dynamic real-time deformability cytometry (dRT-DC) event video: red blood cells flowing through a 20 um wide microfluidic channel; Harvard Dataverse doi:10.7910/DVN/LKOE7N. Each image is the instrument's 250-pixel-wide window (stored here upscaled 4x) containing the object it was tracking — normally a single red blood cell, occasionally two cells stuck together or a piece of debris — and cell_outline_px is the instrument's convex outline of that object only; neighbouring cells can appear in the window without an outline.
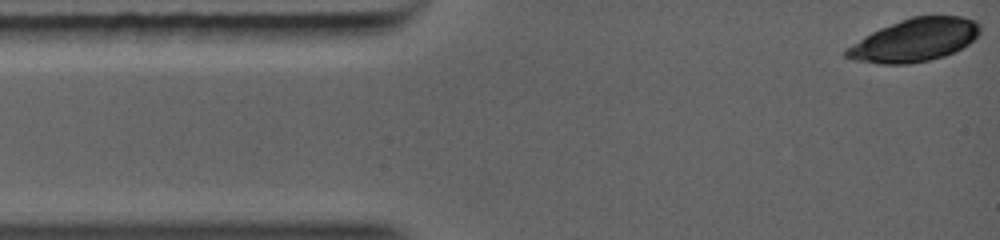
{"species": "common noctule bat (a hibernating species)", "species_latin": "Nyctalus noctula", "temperature_condition": "warm", "stored_images_in_passage": 6, "camera_frame_rate_fps": 5000, "um_per_image_px": 0.085, "animal": {"sex": "female", "body_mass_g": 19.0, "forearm_length_mm": 56.7}, "frame": {"image": 1, "passage_image": 1, "time_ms": 0.0, "image_size_px": [1000, 240], "cell_outline_px": [[980, 32], [968, 44], [944, 56], [928, 60], [908, 64], [880, 64], [852, 60], [844, 56], [844, 48], [864, 36], [880, 28], [900, 20], [912, 16], [960, 16], [976, 20], [980, 24]], "centroid_in_image_um": [77.7, 3.41], "position_along_channel_um": 7.3, "area_um2": 33.41}}